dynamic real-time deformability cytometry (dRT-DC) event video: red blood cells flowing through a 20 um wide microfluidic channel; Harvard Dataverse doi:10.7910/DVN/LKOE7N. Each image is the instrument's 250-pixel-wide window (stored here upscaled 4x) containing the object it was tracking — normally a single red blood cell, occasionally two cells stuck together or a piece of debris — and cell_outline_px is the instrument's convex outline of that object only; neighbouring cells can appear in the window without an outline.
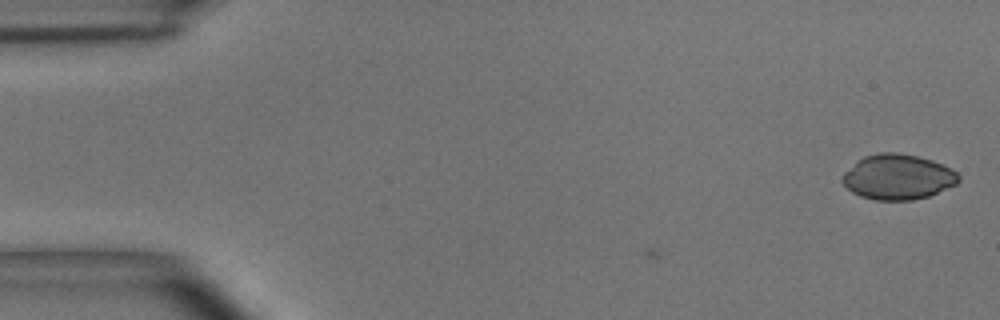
{"species": "common noctule bat (a hibernating species)", "species_latin": "Nyctalus noctula", "temperature_condition": "room temperature", "stored_images_in_passage": 6, "camera_frame_rate_fps": 3000, "um_per_image_px": 0.085, "animal": {"sex": "male", "body_mass_g": 15.6}, "frame": {"image": 1, "passage_image": 6, "time_ms": 1.667, "image_size_px": [1000, 320], "cell_outline_px": [[960, 180], [956, 184], [928, 196], [912, 200], [872, 200], [860, 196], [852, 192], [840, 180], [844, 172], [856, 160], [864, 156], [880, 152], [896, 152], [916, 156], [932, 160], [952, 168], [960, 176]], "centroid_in_image_um": [76.29, 15.04], "position_along_channel_um": 8.7, "area_um2": 30.75}}